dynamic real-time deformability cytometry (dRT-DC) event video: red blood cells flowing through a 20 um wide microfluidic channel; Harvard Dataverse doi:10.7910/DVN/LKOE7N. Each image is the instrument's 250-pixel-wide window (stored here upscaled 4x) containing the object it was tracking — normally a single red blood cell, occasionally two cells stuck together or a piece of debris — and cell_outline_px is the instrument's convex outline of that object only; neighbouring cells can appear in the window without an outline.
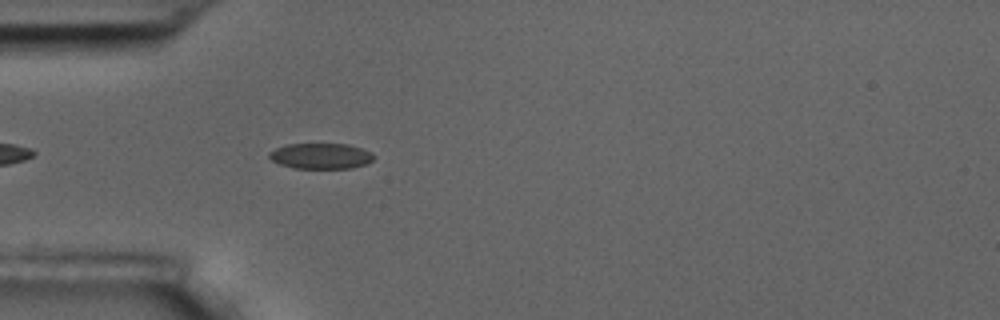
{"species": "common noctule bat (a hibernating species)", "species_latin": "Nyctalus noctula", "temperature_condition": "room temperature", "stored_images_in_passage": 27, "camera_frame_rate_fps": 3000, "um_per_image_px": 0.085, "animal": {"sex": "male", "body_mass_g": 17.5, "forearm_length_mm": 52.3}, "frame": {"image": 1, "passage_image": 4, "time_ms": 1.0, "image_size_px": [1000, 320], "cell_outline_px": [[376, 156], [372, 160], [364, 164], [352, 168], [296, 168], [280, 164], [272, 160], [268, 156], [268, 152], [276, 148], [288, 144], [348, 144], [372, 152]], "centroid_in_image_um": [27.27, 13.25], "position_along_channel_um": 57.7, "area_um2": 15.55}}
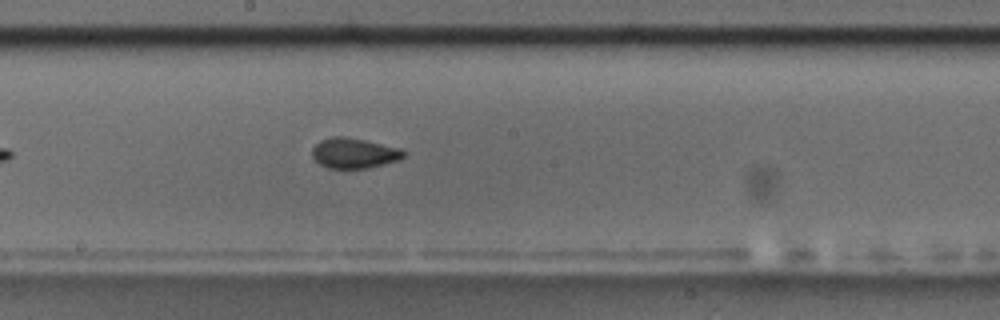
{"frame": {"image": 2, "passage_image": 18, "time_ms": 5.667, "image_size_px": [1000, 320], "cell_outline_px": [[408, 152], [400, 160], [368, 168], [328, 168], [320, 164], [312, 156], [312, 148], [320, 140], [332, 136], [344, 136], [364, 140], [400, 148]], "centroid_in_image_um": [30.11, 13.01], "position_along_channel_um": 218.1, "area_um2": 16.18}}
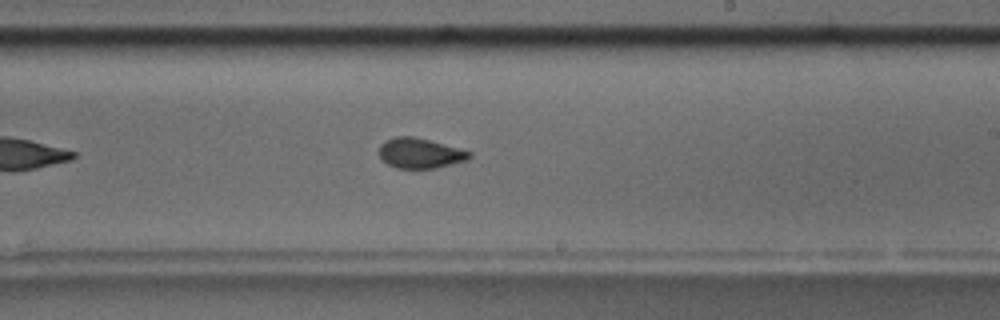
{"frame": {"image": 3, "passage_image": 21, "time_ms": 6.667, "image_size_px": [1000, 320], "cell_outline_px": [[472, 156], [464, 160], [436, 168], [396, 168], [388, 164], [380, 156], [380, 144], [384, 140], [396, 136], [416, 136], [472, 152]], "centroid_in_image_um": [35.68, 13.0], "position_along_channel_um": 253.3, "area_um2": 15.72}}